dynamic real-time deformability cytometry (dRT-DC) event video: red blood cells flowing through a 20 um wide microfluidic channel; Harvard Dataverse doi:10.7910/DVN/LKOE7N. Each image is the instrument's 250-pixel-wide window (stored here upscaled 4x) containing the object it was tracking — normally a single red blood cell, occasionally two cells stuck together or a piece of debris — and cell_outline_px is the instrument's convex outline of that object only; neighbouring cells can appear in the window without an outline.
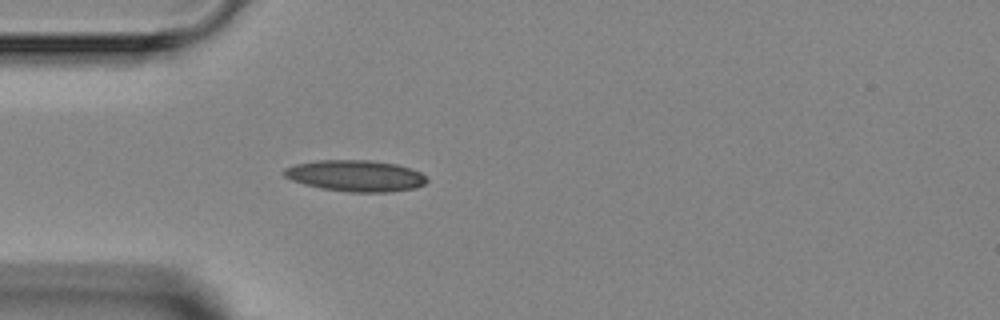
{"species": "Egyptian fruit bat (a non-hibernating species)", "species_latin": "Rousettus aegyptiacus", "temperature_condition": "room temperature", "stored_images_in_passage": 1, "camera_frame_rate_fps": 3000, "um_per_image_px": 0.085, "animal": {"sex": "female"}, "frame": {"image": 1, "passage_image": 1, "time_ms": 0.0, "image_size_px": [1000, 320], "cell_outline_px": [[428, 180], [424, 184], [416, 188], [392, 192], [348, 192], [320, 188], [304, 184], [292, 180], [284, 176], [284, 168], [292, 164], [320, 160], [372, 160], [396, 164], [420, 172]], "centroid_in_image_um": [30.21, 14.94], "position_along_channel_um": 54.8, "area_um2": 26.13}}